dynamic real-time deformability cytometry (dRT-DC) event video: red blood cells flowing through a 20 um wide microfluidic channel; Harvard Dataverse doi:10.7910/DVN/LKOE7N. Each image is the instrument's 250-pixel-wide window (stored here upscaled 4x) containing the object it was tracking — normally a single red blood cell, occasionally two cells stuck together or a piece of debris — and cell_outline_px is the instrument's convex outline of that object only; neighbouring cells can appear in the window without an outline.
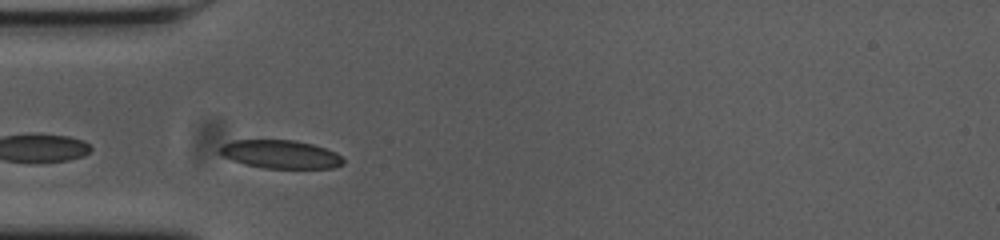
{"species": "common noctule bat (a hibernating species)", "species_latin": "Nyctalus noctula", "temperature_condition": "cold", "stored_images_in_passage": 22, "camera_frame_rate_fps": 3000, "um_per_image_px": 0.085, "animal": {"sex": "female", "body_mass_g": 23.0, "forearm_length_mm": 53.4}, "frame": {"image": 1, "passage_image": 8, "time_ms": 2.333, "image_size_px": [1000, 240], "cell_outline_px": [[344, 164], [332, 168], [264, 168], [244, 164], [232, 160], [216, 152], [224, 144], [232, 140], [292, 140], [312, 144], [336, 152], [344, 160]], "centroid_in_image_um": [23.83, 13.12], "position_along_channel_um": 61.2, "area_um2": 20.35}}
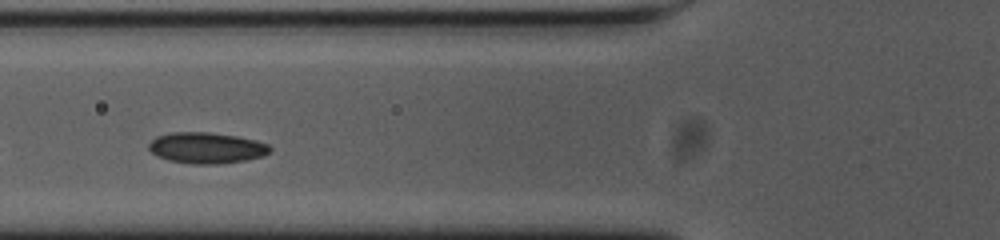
{"frame": {"image": 2, "passage_image": 12, "time_ms": 3.667, "image_size_px": [1000, 240], "cell_outline_px": [[272, 148], [264, 156], [248, 160], [216, 164], [192, 164], [168, 160], [152, 152], [148, 148], [148, 144], [156, 136], [172, 132], [208, 132], [236, 136], [256, 140], [268, 144]], "centroid_in_image_um": [17.57, 12.57], "position_along_channel_um": 108.2, "area_um2": 21.91}}
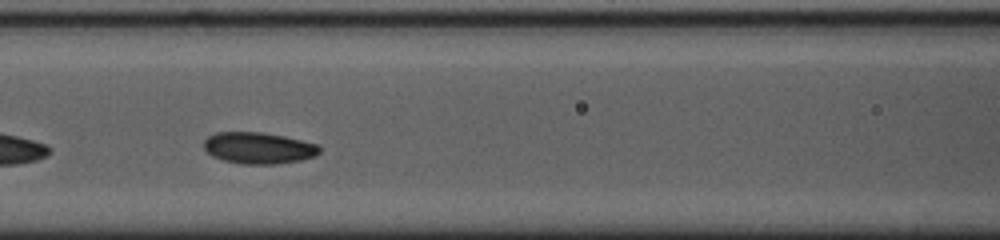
{"frame": {"image": 3, "passage_image": 15, "time_ms": 4.667, "image_size_px": [1000, 240], "cell_outline_px": [[320, 152], [316, 156], [300, 160], [276, 164], [244, 164], [224, 160], [212, 156], [204, 148], [204, 140], [208, 136], [216, 132], [260, 132], [284, 136], [316, 144], [320, 148]], "centroid_in_image_um": [21.96, 12.58], "position_along_channel_um": 144.6, "area_um2": 21.1}}